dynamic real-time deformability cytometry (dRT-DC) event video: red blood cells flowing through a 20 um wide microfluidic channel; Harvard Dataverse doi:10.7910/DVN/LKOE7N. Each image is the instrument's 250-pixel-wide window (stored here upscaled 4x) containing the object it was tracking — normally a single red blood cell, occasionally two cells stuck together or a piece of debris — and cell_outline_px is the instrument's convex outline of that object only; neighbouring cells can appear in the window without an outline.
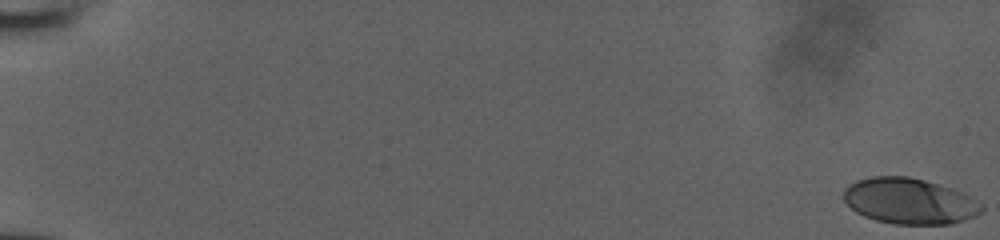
{"species": "human", "species_latin": "Homo sapiens", "temperature_condition": "room temperature", "stored_images_in_passage": 53, "camera_frame_rate_fps": 3000, "um_per_image_px": 0.085, "donor": {"sex": "male"}, "frame": {"image": 1, "passage_image": 1, "time_ms": 0.0, "image_size_px": [1000, 240], "cell_outline_px": [[984, 212], [976, 216], [952, 224], [896, 224], [876, 220], [864, 216], [856, 212], [840, 196], [844, 188], [848, 184], [856, 180], [872, 176], [908, 176], [924, 180], [964, 192], [980, 204], [984, 208]], "centroid_in_image_um": [77.28, 17.09], "position_along_channel_um": 7.7, "area_um2": 37.11}}
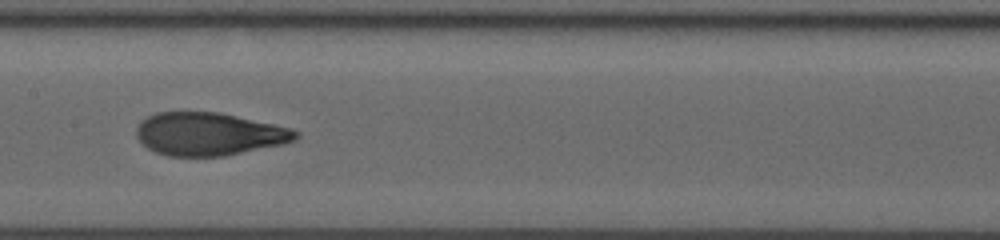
{"frame": {"image": 2, "passage_image": 30, "time_ms": 9.667, "image_size_px": [1000, 240], "cell_outline_px": [[300, 136], [296, 140], [284, 144], [224, 156], [168, 156], [156, 152], [148, 148], [136, 136], [136, 128], [140, 120], [156, 112], [220, 112], [292, 128], [300, 132]], "centroid_in_image_um": [17.79, 11.39], "position_along_channel_um": 189.6, "area_um2": 40.06}}
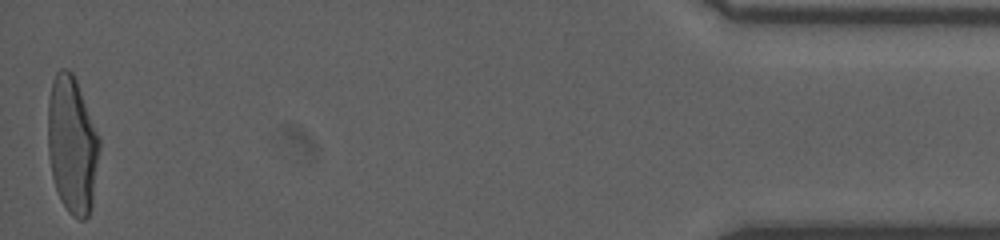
{"frame": {"image": 3, "passage_image": 53, "time_ms": 17.333, "image_size_px": [1000, 240], "cell_outline_px": [[100, 148], [92, 208], [88, 216], [84, 220], [80, 220], [72, 216], [68, 212], [60, 200], [52, 176], [48, 152], [48, 100], [52, 80], [56, 72], [60, 68], [68, 68], [72, 72], [76, 80], [100, 136]], "centroid_in_image_um": [6.14, 12.32], "position_along_channel_um": 429.1, "area_um2": 41.67}}